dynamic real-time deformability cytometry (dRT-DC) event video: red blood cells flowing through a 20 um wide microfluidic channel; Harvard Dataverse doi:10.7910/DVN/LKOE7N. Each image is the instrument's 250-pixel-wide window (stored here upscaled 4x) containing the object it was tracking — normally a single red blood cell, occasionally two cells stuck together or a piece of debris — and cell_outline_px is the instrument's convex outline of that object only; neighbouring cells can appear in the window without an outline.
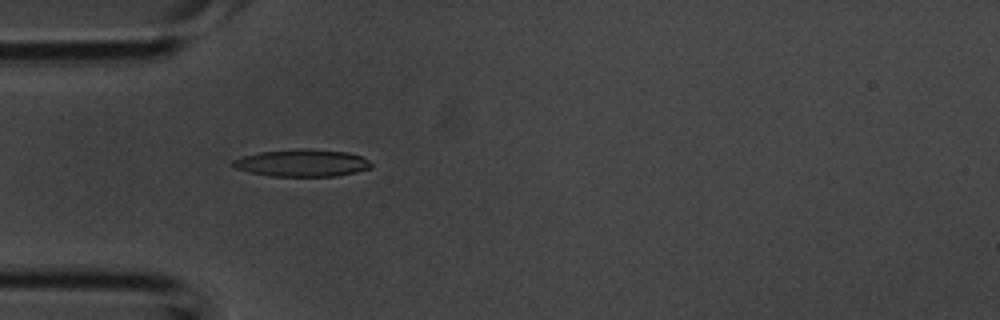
{"species": "common noctule bat (a hibernating species)", "species_latin": "Nyctalus noctula", "temperature_condition": "room temperature", "stored_images_in_passage": 31, "camera_frame_rate_fps": 3000, "um_per_image_px": 0.085, "animal": {"sex": "male", "body_mass_g": 20.1, "forearm_length_mm": 53.5}, "frame": {"image": 1, "passage_image": 1, "time_ms": 0.0, "image_size_px": [1000, 320], "cell_outline_px": [[372, 168], [356, 172], [336, 176], [272, 176], [252, 172], [236, 168], [232, 164], [232, 160], [244, 156], [260, 152], [300, 148], [308, 148], [348, 152], [360, 156], [368, 160], [372, 164]], "centroid_in_image_um": [25.72, 13.84], "position_along_channel_um": 59.3, "area_um2": 21.85}}
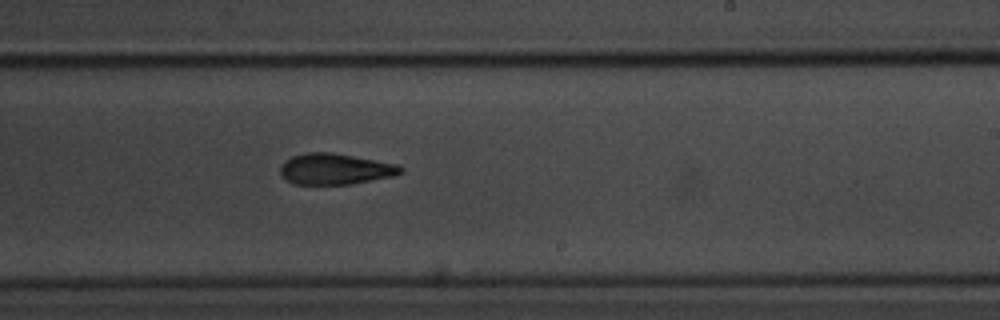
{"frame": {"image": 2, "passage_image": 14, "time_ms": 4.333, "image_size_px": [1000, 320], "cell_outline_px": [[404, 172], [392, 176], [352, 184], [292, 184], [280, 172], [280, 168], [292, 156], [304, 152], [332, 152], [396, 164], [404, 168]], "centroid_in_image_um": [28.51, 14.36], "position_along_channel_um": 260.5, "area_um2": 21.5}}
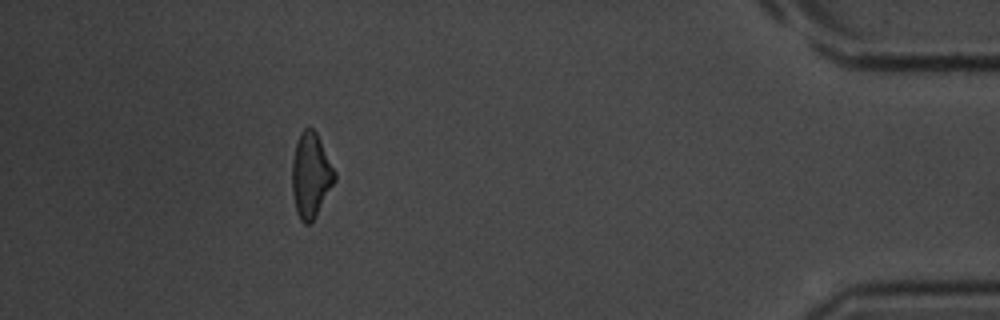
{"frame": {"image": 3, "passage_image": 27, "time_ms": 8.667, "image_size_px": [1000, 320], "cell_outline_px": [[336, 180], [316, 216], [308, 224], [304, 224], [300, 220], [296, 212], [292, 192], [292, 160], [296, 144], [300, 132], [308, 124], [316, 132], [336, 172]], "centroid_in_image_um": [26.41, 14.89], "position_along_channel_um": 408.8, "area_um2": 21.15}}